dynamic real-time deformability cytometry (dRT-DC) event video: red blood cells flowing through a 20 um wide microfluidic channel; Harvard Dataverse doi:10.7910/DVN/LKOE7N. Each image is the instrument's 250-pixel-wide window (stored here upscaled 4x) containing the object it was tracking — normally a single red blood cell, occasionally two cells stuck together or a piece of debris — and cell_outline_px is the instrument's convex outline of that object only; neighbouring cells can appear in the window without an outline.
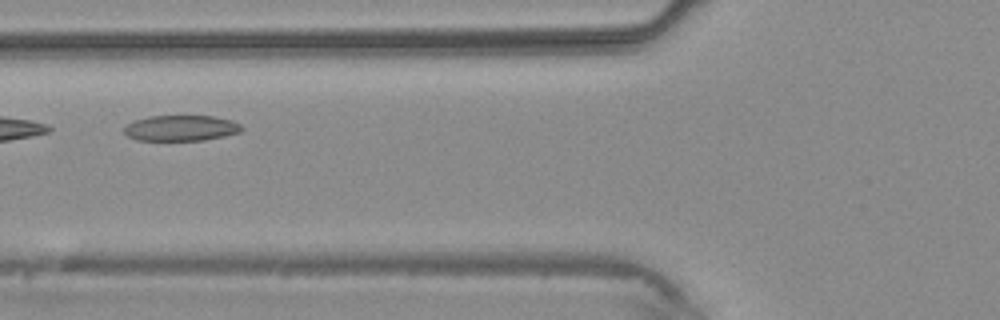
{"species": "common noctule bat (a hibernating species)", "species_latin": "Nyctalus noctula", "temperature_condition": "warm", "stored_images_in_passage": 6, "camera_frame_rate_fps": 3000, "um_per_image_px": 0.085, "animal": {"sex": "male", "body_mass_g": 20.4}, "frame": {"image": 1, "passage_image": 6, "time_ms": 5.667, "image_size_px": [1000, 320], "cell_outline_px": [[244, 128], [240, 132], [224, 136], [204, 140], [136, 140], [128, 136], [124, 132], [124, 128], [132, 120], [148, 116], [212, 116], [232, 120], [240, 124]], "centroid_in_image_um": [15.38, 10.88], "position_along_channel_um": 110.4, "area_um2": 17.63}}